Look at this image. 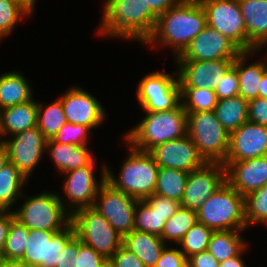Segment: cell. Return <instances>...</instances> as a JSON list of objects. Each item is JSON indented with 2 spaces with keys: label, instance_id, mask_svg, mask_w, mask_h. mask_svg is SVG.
<instances>
[{
  "label": "cell",
  "instance_id": "obj_1",
  "mask_svg": "<svg viewBox=\"0 0 267 267\" xmlns=\"http://www.w3.org/2000/svg\"><path fill=\"white\" fill-rule=\"evenodd\" d=\"M206 26L205 11L199 0H185L158 16L152 34L143 44L168 46L176 58Z\"/></svg>",
  "mask_w": 267,
  "mask_h": 267
},
{
  "label": "cell",
  "instance_id": "obj_2",
  "mask_svg": "<svg viewBox=\"0 0 267 267\" xmlns=\"http://www.w3.org/2000/svg\"><path fill=\"white\" fill-rule=\"evenodd\" d=\"M97 34L138 40L152 34L158 16L144 0H106Z\"/></svg>",
  "mask_w": 267,
  "mask_h": 267
},
{
  "label": "cell",
  "instance_id": "obj_3",
  "mask_svg": "<svg viewBox=\"0 0 267 267\" xmlns=\"http://www.w3.org/2000/svg\"><path fill=\"white\" fill-rule=\"evenodd\" d=\"M145 113L144 119L124 135L132 148L149 152L157 145L187 134V112L181 102L171 110Z\"/></svg>",
  "mask_w": 267,
  "mask_h": 267
},
{
  "label": "cell",
  "instance_id": "obj_4",
  "mask_svg": "<svg viewBox=\"0 0 267 267\" xmlns=\"http://www.w3.org/2000/svg\"><path fill=\"white\" fill-rule=\"evenodd\" d=\"M197 221L213 231L245 230V197L224 181L197 210Z\"/></svg>",
  "mask_w": 267,
  "mask_h": 267
},
{
  "label": "cell",
  "instance_id": "obj_5",
  "mask_svg": "<svg viewBox=\"0 0 267 267\" xmlns=\"http://www.w3.org/2000/svg\"><path fill=\"white\" fill-rule=\"evenodd\" d=\"M129 154L122 163L117 176L106 168V181L116 190L122 191L138 200H144L154 194L159 166L148 153L129 146Z\"/></svg>",
  "mask_w": 267,
  "mask_h": 267
},
{
  "label": "cell",
  "instance_id": "obj_6",
  "mask_svg": "<svg viewBox=\"0 0 267 267\" xmlns=\"http://www.w3.org/2000/svg\"><path fill=\"white\" fill-rule=\"evenodd\" d=\"M44 191L36 196H25V202L14 212L15 219L31 230L61 231L71 222V214L63 196Z\"/></svg>",
  "mask_w": 267,
  "mask_h": 267
},
{
  "label": "cell",
  "instance_id": "obj_7",
  "mask_svg": "<svg viewBox=\"0 0 267 267\" xmlns=\"http://www.w3.org/2000/svg\"><path fill=\"white\" fill-rule=\"evenodd\" d=\"M187 135L206 163H225L230 134L214 111L187 113Z\"/></svg>",
  "mask_w": 267,
  "mask_h": 267
},
{
  "label": "cell",
  "instance_id": "obj_8",
  "mask_svg": "<svg viewBox=\"0 0 267 267\" xmlns=\"http://www.w3.org/2000/svg\"><path fill=\"white\" fill-rule=\"evenodd\" d=\"M70 223L80 240L104 258H111L122 246L123 237L93 207L75 210Z\"/></svg>",
  "mask_w": 267,
  "mask_h": 267
},
{
  "label": "cell",
  "instance_id": "obj_9",
  "mask_svg": "<svg viewBox=\"0 0 267 267\" xmlns=\"http://www.w3.org/2000/svg\"><path fill=\"white\" fill-rule=\"evenodd\" d=\"M207 25L228 38L241 52L257 50L248 40L238 0H199Z\"/></svg>",
  "mask_w": 267,
  "mask_h": 267
},
{
  "label": "cell",
  "instance_id": "obj_10",
  "mask_svg": "<svg viewBox=\"0 0 267 267\" xmlns=\"http://www.w3.org/2000/svg\"><path fill=\"white\" fill-rule=\"evenodd\" d=\"M136 94L144 112L171 110L181 102L178 74L149 73L138 83Z\"/></svg>",
  "mask_w": 267,
  "mask_h": 267
},
{
  "label": "cell",
  "instance_id": "obj_11",
  "mask_svg": "<svg viewBox=\"0 0 267 267\" xmlns=\"http://www.w3.org/2000/svg\"><path fill=\"white\" fill-rule=\"evenodd\" d=\"M138 199L116 190L106 180L96 194V209L122 236L134 230L135 207Z\"/></svg>",
  "mask_w": 267,
  "mask_h": 267
},
{
  "label": "cell",
  "instance_id": "obj_12",
  "mask_svg": "<svg viewBox=\"0 0 267 267\" xmlns=\"http://www.w3.org/2000/svg\"><path fill=\"white\" fill-rule=\"evenodd\" d=\"M74 235L71 223L61 231L29 229L25 252L20 261L37 267H55L60 252Z\"/></svg>",
  "mask_w": 267,
  "mask_h": 267
},
{
  "label": "cell",
  "instance_id": "obj_13",
  "mask_svg": "<svg viewBox=\"0 0 267 267\" xmlns=\"http://www.w3.org/2000/svg\"><path fill=\"white\" fill-rule=\"evenodd\" d=\"M1 142L7 147L9 161L29 179L46 150L47 139L42 132L36 126Z\"/></svg>",
  "mask_w": 267,
  "mask_h": 267
},
{
  "label": "cell",
  "instance_id": "obj_14",
  "mask_svg": "<svg viewBox=\"0 0 267 267\" xmlns=\"http://www.w3.org/2000/svg\"><path fill=\"white\" fill-rule=\"evenodd\" d=\"M95 163L93 159L88 165L64 173L67 177L64 180L63 190L64 195L69 200L67 207H70L68 209L70 214L77 209L93 207L94 205L96 194L106 180V168L108 167L103 165L101 169V181L99 180L98 182L93 171L96 166Z\"/></svg>",
  "mask_w": 267,
  "mask_h": 267
},
{
  "label": "cell",
  "instance_id": "obj_15",
  "mask_svg": "<svg viewBox=\"0 0 267 267\" xmlns=\"http://www.w3.org/2000/svg\"><path fill=\"white\" fill-rule=\"evenodd\" d=\"M240 53L241 51L228 38L207 25L176 59L190 61L235 59Z\"/></svg>",
  "mask_w": 267,
  "mask_h": 267
},
{
  "label": "cell",
  "instance_id": "obj_16",
  "mask_svg": "<svg viewBox=\"0 0 267 267\" xmlns=\"http://www.w3.org/2000/svg\"><path fill=\"white\" fill-rule=\"evenodd\" d=\"M225 181V167L221 163H205L188 174L181 206L197 211Z\"/></svg>",
  "mask_w": 267,
  "mask_h": 267
},
{
  "label": "cell",
  "instance_id": "obj_17",
  "mask_svg": "<svg viewBox=\"0 0 267 267\" xmlns=\"http://www.w3.org/2000/svg\"><path fill=\"white\" fill-rule=\"evenodd\" d=\"M148 153L159 167L177 169L187 173L201 168L206 163L187 134L182 138L157 145Z\"/></svg>",
  "mask_w": 267,
  "mask_h": 267
},
{
  "label": "cell",
  "instance_id": "obj_18",
  "mask_svg": "<svg viewBox=\"0 0 267 267\" xmlns=\"http://www.w3.org/2000/svg\"><path fill=\"white\" fill-rule=\"evenodd\" d=\"M59 98L69 123L84 125L92 130L106 119L105 108L102 104L81 87L73 86Z\"/></svg>",
  "mask_w": 267,
  "mask_h": 267
},
{
  "label": "cell",
  "instance_id": "obj_19",
  "mask_svg": "<svg viewBox=\"0 0 267 267\" xmlns=\"http://www.w3.org/2000/svg\"><path fill=\"white\" fill-rule=\"evenodd\" d=\"M179 66L178 74L180 87L210 88L214 90L222 76L233 65L234 59L207 61L176 60Z\"/></svg>",
  "mask_w": 267,
  "mask_h": 267
},
{
  "label": "cell",
  "instance_id": "obj_20",
  "mask_svg": "<svg viewBox=\"0 0 267 267\" xmlns=\"http://www.w3.org/2000/svg\"><path fill=\"white\" fill-rule=\"evenodd\" d=\"M267 156V127L246 121L230 133L225 162H239Z\"/></svg>",
  "mask_w": 267,
  "mask_h": 267
},
{
  "label": "cell",
  "instance_id": "obj_21",
  "mask_svg": "<svg viewBox=\"0 0 267 267\" xmlns=\"http://www.w3.org/2000/svg\"><path fill=\"white\" fill-rule=\"evenodd\" d=\"M223 165L225 181L244 197L267 184V156Z\"/></svg>",
  "mask_w": 267,
  "mask_h": 267
},
{
  "label": "cell",
  "instance_id": "obj_22",
  "mask_svg": "<svg viewBox=\"0 0 267 267\" xmlns=\"http://www.w3.org/2000/svg\"><path fill=\"white\" fill-rule=\"evenodd\" d=\"M247 38L257 49L267 46V0H238Z\"/></svg>",
  "mask_w": 267,
  "mask_h": 267
},
{
  "label": "cell",
  "instance_id": "obj_23",
  "mask_svg": "<svg viewBox=\"0 0 267 267\" xmlns=\"http://www.w3.org/2000/svg\"><path fill=\"white\" fill-rule=\"evenodd\" d=\"M38 102L35 99L0 110V137L14 136L37 126ZM1 142V138H0Z\"/></svg>",
  "mask_w": 267,
  "mask_h": 267
},
{
  "label": "cell",
  "instance_id": "obj_24",
  "mask_svg": "<svg viewBox=\"0 0 267 267\" xmlns=\"http://www.w3.org/2000/svg\"><path fill=\"white\" fill-rule=\"evenodd\" d=\"M257 51L241 52L235 59L233 65L236 67L239 79V95L246 101H251L259 97L258 85L263 73L267 70L266 62L258 60L247 65L250 56ZM248 58V59H247ZM246 65V66H245Z\"/></svg>",
  "mask_w": 267,
  "mask_h": 267
},
{
  "label": "cell",
  "instance_id": "obj_25",
  "mask_svg": "<svg viewBox=\"0 0 267 267\" xmlns=\"http://www.w3.org/2000/svg\"><path fill=\"white\" fill-rule=\"evenodd\" d=\"M47 150L60 173L76 170L88 165L94 159L87 146L62 144L54 142L52 139L47 140L46 151Z\"/></svg>",
  "mask_w": 267,
  "mask_h": 267
},
{
  "label": "cell",
  "instance_id": "obj_26",
  "mask_svg": "<svg viewBox=\"0 0 267 267\" xmlns=\"http://www.w3.org/2000/svg\"><path fill=\"white\" fill-rule=\"evenodd\" d=\"M122 245L133 252L146 267H155L167 246L160 236L136 230L123 237Z\"/></svg>",
  "mask_w": 267,
  "mask_h": 267
},
{
  "label": "cell",
  "instance_id": "obj_27",
  "mask_svg": "<svg viewBox=\"0 0 267 267\" xmlns=\"http://www.w3.org/2000/svg\"><path fill=\"white\" fill-rule=\"evenodd\" d=\"M32 90L23 73H3L0 76V110L33 100Z\"/></svg>",
  "mask_w": 267,
  "mask_h": 267
},
{
  "label": "cell",
  "instance_id": "obj_28",
  "mask_svg": "<svg viewBox=\"0 0 267 267\" xmlns=\"http://www.w3.org/2000/svg\"><path fill=\"white\" fill-rule=\"evenodd\" d=\"M214 113L217 120L230 134L248 121V101L240 95L218 100Z\"/></svg>",
  "mask_w": 267,
  "mask_h": 267
},
{
  "label": "cell",
  "instance_id": "obj_29",
  "mask_svg": "<svg viewBox=\"0 0 267 267\" xmlns=\"http://www.w3.org/2000/svg\"><path fill=\"white\" fill-rule=\"evenodd\" d=\"M27 180L10 161L0 170V210H10L22 198Z\"/></svg>",
  "mask_w": 267,
  "mask_h": 267
},
{
  "label": "cell",
  "instance_id": "obj_30",
  "mask_svg": "<svg viewBox=\"0 0 267 267\" xmlns=\"http://www.w3.org/2000/svg\"><path fill=\"white\" fill-rule=\"evenodd\" d=\"M240 231L243 230L214 231L211 235L207 250L219 263L238 255L247 247Z\"/></svg>",
  "mask_w": 267,
  "mask_h": 267
},
{
  "label": "cell",
  "instance_id": "obj_31",
  "mask_svg": "<svg viewBox=\"0 0 267 267\" xmlns=\"http://www.w3.org/2000/svg\"><path fill=\"white\" fill-rule=\"evenodd\" d=\"M188 174L177 169L159 167L154 194L181 203Z\"/></svg>",
  "mask_w": 267,
  "mask_h": 267
},
{
  "label": "cell",
  "instance_id": "obj_32",
  "mask_svg": "<svg viewBox=\"0 0 267 267\" xmlns=\"http://www.w3.org/2000/svg\"><path fill=\"white\" fill-rule=\"evenodd\" d=\"M67 122L60 98L47 106L38 101L37 127L47 140L53 139L59 129Z\"/></svg>",
  "mask_w": 267,
  "mask_h": 267
},
{
  "label": "cell",
  "instance_id": "obj_33",
  "mask_svg": "<svg viewBox=\"0 0 267 267\" xmlns=\"http://www.w3.org/2000/svg\"><path fill=\"white\" fill-rule=\"evenodd\" d=\"M196 221L197 211L180 205L176 213L165 222L160 237L166 244L168 243L167 241H173L178 244Z\"/></svg>",
  "mask_w": 267,
  "mask_h": 267
},
{
  "label": "cell",
  "instance_id": "obj_34",
  "mask_svg": "<svg viewBox=\"0 0 267 267\" xmlns=\"http://www.w3.org/2000/svg\"><path fill=\"white\" fill-rule=\"evenodd\" d=\"M180 99L187 113L214 111L217 97L210 88L180 87Z\"/></svg>",
  "mask_w": 267,
  "mask_h": 267
},
{
  "label": "cell",
  "instance_id": "obj_35",
  "mask_svg": "<svg viewBox=\"0 0 267 267\" xmlns=\"http://www.w3.org/2000/svg\"><path fill=\"white\" fill-rule=\"evenodd\" d=\"M165 217L154 210L145 200H138L135 207L134 230L161 236Z\"/></svg>",
  "mask_w": 267,
  "mask_h": 267
},
{
  "label": "cell",
  "instance_id": "obj_36",
  "mask_svg": "<svg viewBox=\"0 0 267 267\" xmlns=\"http://www.w3.org/2000/svg\"><path fill=\"white\" fill-rule=\"evenodd\" d=\"M213 232L212 229L206 227L203 223L196 221L178 243L181 252L188 258L194 254L206 251Z\"/></svg>",
  "mask_w": 267,
  "mask_h": 267
},
{
  "label": "cell",
  "instance_id": "obj_37",
  "mask_svg": "<svg viewBox=\"0 0 267 267\" xmlns=\"http://www.w3.org/2000/svg\"><path fill=\"white\" fill-rule=\"evenodd\" d=\"M29 229L17 219L11 221L2 255L5 261H20L25 252Z\"/></svg>",
  "mask_w": 267,
  "mask_h": 267
},
{
  "label": "cell",
  "instance_id": "obj_38",
  "mask_svg": "<svg viewBox=\"0 0 267 267\" xmlns=\"http://www.w3.org/2000/svg\"><path fill=\"white\" fill-rule=\"evenodd\" d=\"M245 218L247 228L259 223L267 226V184L245 196Z\"/></svg>",
  "mask_w": 267,
  "mask_h": 267
},
{
  "label": "cell",
  "instance_id": "obj_39",
  "mask_svg": "<svg viewBox=\"0 0 267 267\" xmlns=\"http://www.w3.org/2000/svg\"><path fill=\"white\" fill-rule=\"evenodd\" d=\"M31 13L15 0H0V34L5 38L17 26L20 18L30 17Z\"/></svg>",
  "mask_w": 267,
  "mask_h": 267
},
{
  "label": "cell",
  "instance_id": "obj_40",
  "mask_svg": "<svg viewBox=\"0 0 267 267\" xmlns=\"http://www.w3.org/2000/svg\"><path fill=\"white\" fill-rule=\"evenodd\" d=\"M91 129L84 125L66 122L53 137L54 142L87 146V139Z\"/></svg>",
  "mask_w": 267,
  "mask_h": 267
},
{
  "label": "cell",
  "instance_id": "obj_41",
  "mask_svg": "<svg viewBox=\"0 0 267 267\" xmlns=\"http://www.w3.org/2000/svg\"><path fill=\"white\" fill-rule=\"evenodd\" d=\"M214 92L218 100L239 96V79L234 65L222 76Z\"/></svg>",
  "mask_w": 267,
  "mask_h": 267
},
{
  "label": "cell",
  "instance_id": "obj_42",
  "mask_svg": "<svg viewBox=\"0 0 267 267\" xmlns=\"http://www.w3.org/2000/svg\"><path fill=\"white\" fill-rule=\"evenodd\" d=\"M154 210H157L165 220L167 221L173 214L176 213L181 203L161 197L159 195L153 194L152 196L144 199Z\"/></svg>",
  "mask_w": 267,
  "mask_h": 267
},
{
  "label": "cell",
  "instance_id": "obj_43",
  "mask_svg": "<svg viewBox=\"0 0 267 267\" xmlns=\"http://www.w3.org/2000/svg\"><path fill=\"white\" fill-rule=\"evenodd\" d=\"M83 242L75 234L60 252V256L55 267H74L78 256L79 246Z\"/></svg>",
  "mask_w": 267,
  "mask_h": 267
},
{
  "label": "cell",
  "instance_id": "obj_44",
  "mask_svg": "<svg viewBox=\"0 0 267 267\" xmlns=\"http://www.w3.org/2000/svg\"><path fill=\"white\" fill-rule=\"evenodd\" d=\"M101 254L97 253L90 246L82 243L78 249V256L74 267H100L105 260Z\"/></svg>",
  "mask_w": 267,
  "mask_h": 267
},
{
  "label": "cell",
  "instance_id": "obj_45",
  "mask_svg": "<svg viewBox=\"0 0 267 267\" xmlns=\"http://www.w3.org/2000/svg\"><path fill=\"white\" fill-rule=\"evenodd\" d=\"M155 267H187V257L179 248H164Z\"/></svg>",
  "mask_w": 267,
  "mask_h": 267
},
{
  "label": "cell",
  "instance_id": "obj_46",
  "mask_svg": "<svg viewBox=\"0 0 267 267\" xmlns=\"http://www.w3.org/2000/svg\"><path fill=\"white\" fill-rule=\"evenodd\" d=\"M248 121L267 127V99L258 97L248 102Z\"/></svg>",
  "mask_w": 267,
  "mask_h": 267
},
{
  "label": "cell",
  "instance_id": "obj_47",
  "mask_svg": "<svg viewBox=\"0 0 267 267\" xmlns=\"http://www.w3.org/2000/svg\"><path fill=\"white\" fill-rule=\"evenodd\" d=\"M116 267H146L145 264L123 245L111 257Z\"/></svg>",
  "mask_w": 267,
  "mask_h": 267
},
{
  "label": "cell",
  "instance_id": "obj_48",
  "mask_svg": "<svg viewBox=\"0 0 267 267\" xmlns=\"http://www.w3.org/2000/svg\"><path fill=\"white\" fill-rule=\"evenodd\" d=\"M219 262L208 251L194 254L187 258V267H218Z\"/></svg>",
  "mask_w": 267,
  "mask_h": 267
},
{
  "label": "cell",
  "instance_id": "obj_49",
  "mask_svg": "<svg viewBox=\"0 0 267 267\" xmlns=\"http://www.w3.org/2000/svg\"><path fill=\"white\" fill-rule=\"evenodd\" d=\"M15 218L13 210H0V253L5 249L11 221Z\"/></svg>",
  "mask_w": 267,
  "mask_h": 267
},
{
  "label": "cell",
  "instance_id": "obj_50",
  "mask_svg": "<svg viewBox=\"0 0 267 267\" xmlns=\"http://www.w3.org/2000/svg\"><path fill=\"white\" fill-rule=\"evenodd\" d=\"M151 10L157 15L165 13L169 8L181 4L185 0H144Z\"/></svg>",
  "mask_w": 267,
  "mask_h": 267
},
{
  "label": "cell",
  "instance_id": "obj_51",
  "mask_svg": "<svg viewBox=\"0 0 267 267\" xmlns=\"http://www.w3.org/2000/svg\"><path fill=\"white\" fill-rule=\"evenodd\" d=\"M246 247L236 256L226 259L225 261L219 263L218 267H246L244 260L241 255L245 253Z\"/></svg>",
  "mask_w": 267,
  "mask_h": 267
},
{
  "label": "cell",
  "instance_id": "obj_52",
  "mask_svg": "<svg viewBox=\"0 0 267 267\" xmlns=\"http://www.w3.org/2000/svg\"><path fill=\"white\" fill-rule=\"evenodd\" d=\"M258 87L259 97L267 99V70L263 73Z\"/></svg>",
  "mask_w": 267,
  "mask_h": 267
},
{
  "label": "cell",
  "instance_id": "obj_53",
  "mask_svg": "<svg viewBox=\"0 0 267 267\" xmlns=\"http://www.w3.org/2000/svg\"><path fill=\"white\" fill-rule=\"evenodd\" d=\"M9 162V154L6 145L0 142V170Z\"/></svg>",
  "mask_w": 267,
  "mask_h": 267
},
{
  "label": "cell",
  "instance_id": "obj_54",
  "mask_svg": "<svg viewBox=\"0 0 267 267\" xmlns=\"http://www.w3.org/2000/svg\"><path fill=\"white\" fill-rule=\"evenodd\" d=\"M18 3H20L24 8H26L31 14L33 12V10H35V6H36V0H15Z\"/></svg>",
  "mask_w": 267,
  "mask_h": 267
},
{
  "label": "cell",
  "instance_id": "obj_55",
  "mask_svg": "<svg viewBox=\"0 0 267 267\" xmlns=\"http://www.w3.org/2000/svg\"><path fill=\"white\" fill-rule=\"evenodd\" d=\"M3 267H37V266H32L27 263H23L21 261H5Z\"/></svg>",
  "mask_w": 267,
  "mask_h": 267
},
{
  "label": "cell",
  "instance_id": "obj_56",
  "mask_svg": "<svg viewBox=\"0 0 267 267\" xmlns=\"http://www.w3.org/2000/svg\"><path fill=\"white\" fill-rule=\"evenodd\" d=\"M100 267H116L111 258H106L100 265Z\"/></svg>",
  "mask_w": 267,
  "mask_h": 267
},
{
  "label": "cell",
  "instance_id": "obj_57",
  "mask_svg": "<svg viewBox=\"0 0 267 267\" xmlns=\"http://www.w3.org/2000/svg\"><path fill=\"white\" fill-rule=\"evenodd\" d=\"M4 263H5V258L2 255V253H0V267H3L4 266Z\"/></svg>",
  "mask_w": 267,
  "mask_h": 267
}]
</instances>
